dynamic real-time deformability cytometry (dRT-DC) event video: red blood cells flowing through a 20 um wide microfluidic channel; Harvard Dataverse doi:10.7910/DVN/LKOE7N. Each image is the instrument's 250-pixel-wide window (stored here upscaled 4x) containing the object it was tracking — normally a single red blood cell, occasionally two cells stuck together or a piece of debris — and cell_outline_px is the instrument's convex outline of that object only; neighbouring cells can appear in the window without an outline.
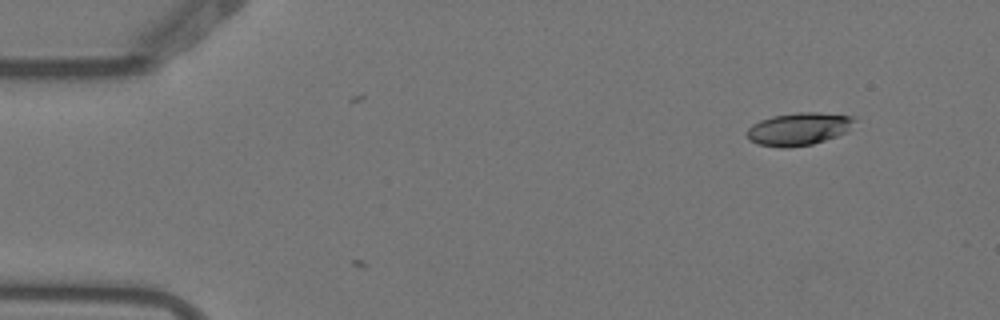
{"species": "Egyptian fruit bat (a non-hibernating species)", "species_latin": "Rousettus aegyptiacus", "temperature_condition": "warm", "stored_images_in_passage": 4, "camera_frame_rate_fps": 3000, "um_per_image_px": 0.085, "animal": {"sex": "female"}, "frame": {"image": 1, "passage_image": 1, "time_ms": 0.0, "image_size_px": [1000, 320], "cell_outline_px": [[856, 120], [848, 132], [812, 144], [788, 148], [780, 148], [760, 144], [748, 140], [748, 128], [752, 124], [760, 120], [772, 116], [796, 112], [820, 112], [852, 116]], "centroid_in_image_um": [67.91, 10.95], "position_along_channel_um": 17.1, "area_um2": 20.58}}
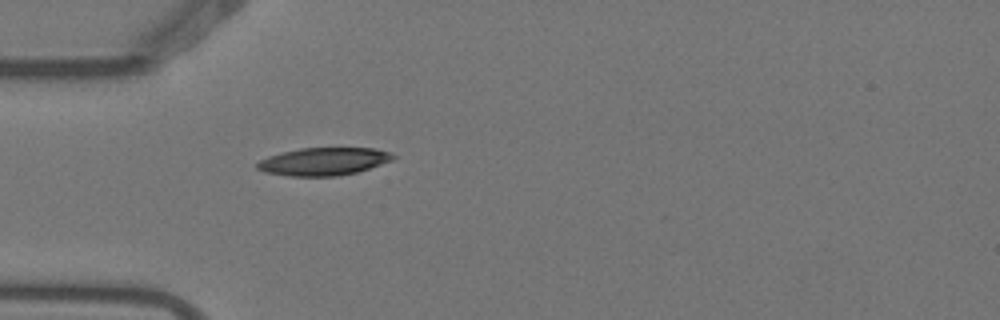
{"frame": {"image": 2, "passage_image": 4, "time_ms": 1.0, "image_size_px": [1000, 320], "cell_outline_px": [[396, 156], [392, 160], [356, 172], [336, 176], [288, 176], [264, 172], [256, 168], [256, 164], [260, 160], [268, 156], [300, 148], [376, 148], [388, 152]], "centroid_in_image_um": [27.47, 13.72], "position_along_channel_um": 57.5, "area_um2": 21.79}}